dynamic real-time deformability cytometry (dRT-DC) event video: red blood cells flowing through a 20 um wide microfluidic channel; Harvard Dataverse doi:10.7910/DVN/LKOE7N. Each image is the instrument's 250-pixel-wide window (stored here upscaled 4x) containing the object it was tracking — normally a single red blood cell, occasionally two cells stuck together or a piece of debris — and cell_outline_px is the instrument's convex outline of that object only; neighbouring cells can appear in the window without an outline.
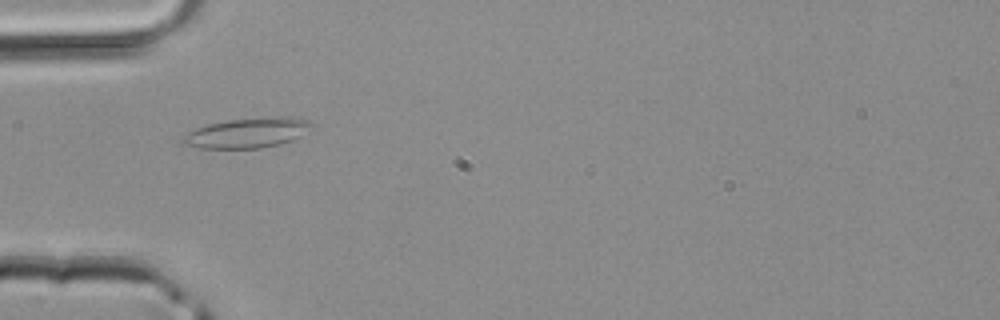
{"species": "common noctule bat (a hibernating species)", "species_latin": "Nyctalus noctula", "temperature_condition": "room temperature", "stored_images_in_passage": 28, "camera_frame_rate_fps": 3000, "um_per_image_px": 0.085, "animal": {"sex": "male", "body_mass_g": 20.4}, "frame": {"image": 1, "passage_image": 3, "time_ms": 0.667, "image_size_px": [1000, 320], "cell_outline_px": [[316, 124], [300, 136], [292, 140], [280, 144], [260, 148], [200, 148], [180, 144], [180, 136], [196, 128], [208, 124], [224, 120], [272, 116], [288, 116], [308, 120]], "centroid_in_image_um": [21.0, 11.28], "position_along_channel_um": 64.0, "area_um2": 22.95}}
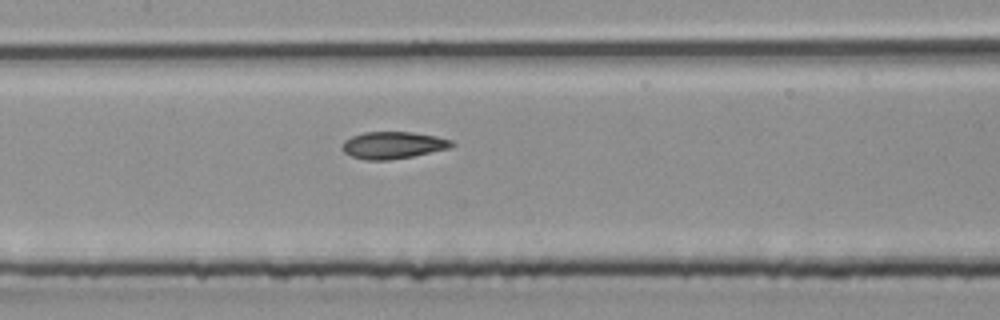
{"frame": {"image": 2, "passage_image": 10, "time_ms": 3.0, "image_size_px": [1000, 320], "cell_outline_px": [[456, 144], [452, 148], [392, 160], [364, 160], [352, 156], [344, 152], [340, 148], [344, 140], [352, 136], [364, 132], [412, 132], [436, 136], [452, 140]], "centroid_in_image_um": [33.42, 12.34], "position_along_channel_um": 174.0, "area_um2": 17.46}}
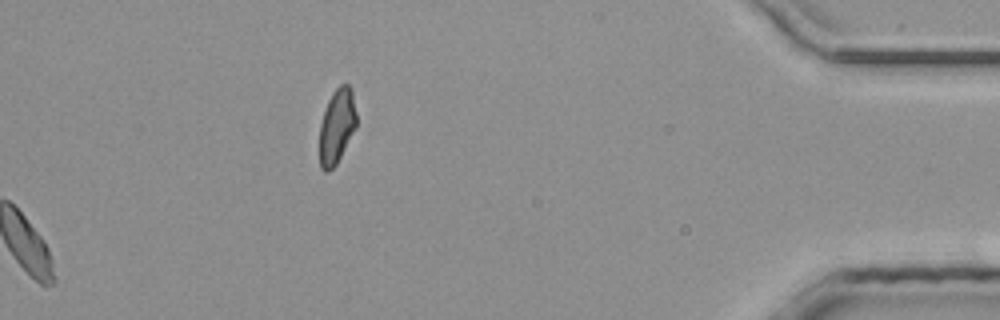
{"frame": {"image": 3, "passage_image": 28, "time_ms": 9.0, "image_size_px": [1000, 320], "cell_outline_px": [[356, 128], [336, 164], [328, 172], [324, 172], [320, 168], [320, 124], [328, 100], [332, 92], [340, 84], [348, 84], [352, 88], [356, 112]], "centroid_in_image_um": [28.64, 10.71], "position_along_channel_um": 406.6, "area_um2": 16.13}}